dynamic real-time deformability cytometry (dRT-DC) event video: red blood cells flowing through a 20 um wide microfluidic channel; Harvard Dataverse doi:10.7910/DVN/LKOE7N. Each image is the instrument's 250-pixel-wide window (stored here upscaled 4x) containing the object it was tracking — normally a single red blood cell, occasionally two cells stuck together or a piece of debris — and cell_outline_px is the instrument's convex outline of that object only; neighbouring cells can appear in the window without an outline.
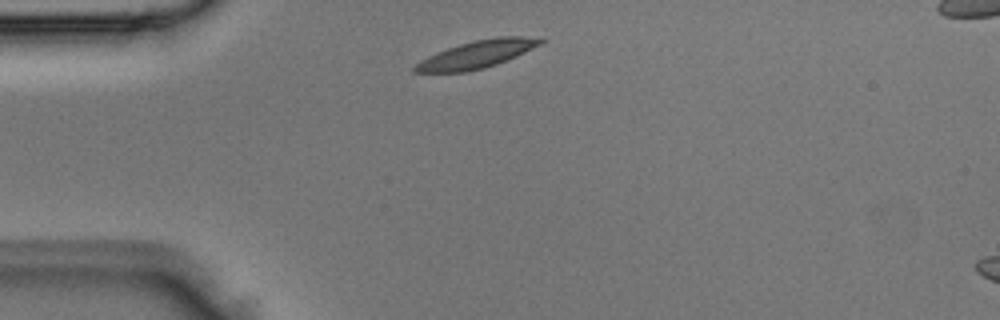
{"species": "Egyptian fruit bat (a non-hibernating species)", "species_latin": "Rousettus aegyptiacus", "temperature_condition": "room temperature", "stored_images_in_passage": 2, "camera_frame_rate_fps": 3000, "um_per_image_px": 0.085, "animal": {"sex": "male"}, "frame": {"image": 1, "passage_image": 1, "time_ms": 0.0, "image_size_px": [1000, 320], "cell_outline_px": [[544, 40], [540, 44], [516, 56], [496, 64], [484, 68], [464, 72], [412, 72], [412, 68], [420, 60], [436, 52], [460, 44], [476, 40], [500, 36], [540, 36]], "centroid_in_image_um": [40.53, 4.61], "position_along_channel_um": 44.5, "area_um2": 20.0}}